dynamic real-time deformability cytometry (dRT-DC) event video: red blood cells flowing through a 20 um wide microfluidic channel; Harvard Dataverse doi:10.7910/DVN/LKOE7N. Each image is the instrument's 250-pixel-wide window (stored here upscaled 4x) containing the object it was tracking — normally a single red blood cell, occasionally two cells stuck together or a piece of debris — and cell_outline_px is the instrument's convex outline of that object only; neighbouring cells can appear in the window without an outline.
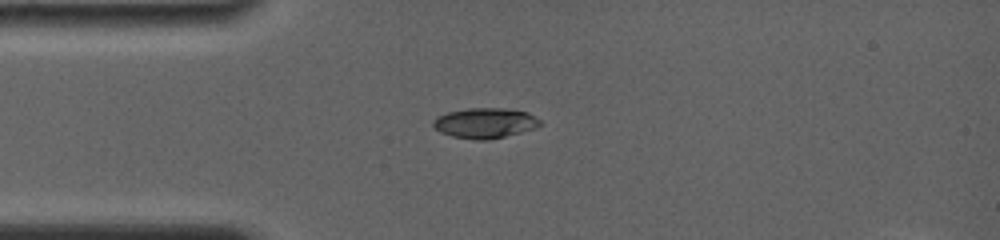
{"species": "common noctule bat (a hibernating species)", "species_latin": "Nyctalus noctula", "temperature_condition": "room temperature", "stored_images_in_passage": 12, "camera_frame_rate_fps": 4000, "um_per_image_px": 0.085, "animal": {"sex": "female", "body_mass_g": 19.0, "forearm_length_mm": 56.7}, "frame": {"image": 1, "passage_image": 1, "time_ms": 0.0, "image_size_px": [1000, 240], "cell_outline_px": [[544, 124], [536, 128], [488, 140], [476, 140], [452, 136], [440, 132], [432, 124], [432, 120], [436, 116], [448, 112], [468, 108], [504, 108], [528, 112], [540, 120]], "centroid_in_image_um": [41.23, 10.45], "position_along_channel_um": 43.8, "area_um2": 18.9}}
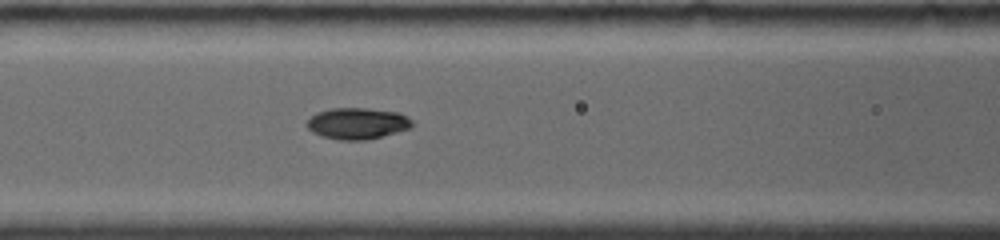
{"frame": {"image": 2, "passage_image": 7, "time_ms": 2.75, "image_size_px": [1000, 240], "cell_outline_px": [[416, 124], [412, 128], [364, 140], [340, 140], [324, 136], [312, 132], [304, 124], [316, 112], [332, 108], [368, 108], [400, 112], [408, 116]], "centroid_in_image_um": [30.41, 10.47], "position_along_channel_um": 136.2, "area_um2": 19.36}}
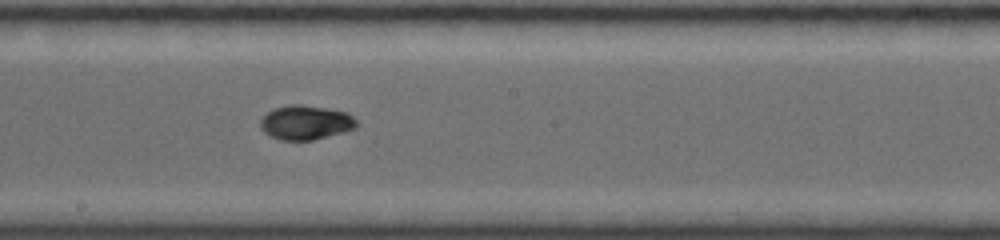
{"frame": {"image": 3, "passage_image": 12, "time_ms": 5.0, "image_size_px": [1000, 240], "cell_outline_px": [[360, 124], [356, 128], [312, 140], [280, 140], [264, 132], [260, 128], [260, 120], [268, 112], [276, 108], [292, 104], [300, 104], [348, 112]], "centroid_in_image_um": [26.0, 10.41], "position_along_channel_um": 222.2, "area_um2": 19.07}}